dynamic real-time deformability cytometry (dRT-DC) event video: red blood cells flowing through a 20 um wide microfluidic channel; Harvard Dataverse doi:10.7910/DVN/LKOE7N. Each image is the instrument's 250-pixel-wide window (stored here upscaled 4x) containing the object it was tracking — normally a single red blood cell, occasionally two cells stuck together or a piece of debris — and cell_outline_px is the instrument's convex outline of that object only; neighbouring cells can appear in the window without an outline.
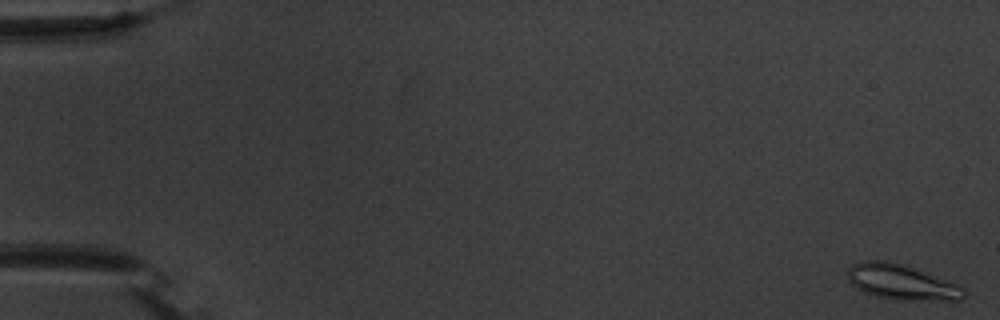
{"species": "common noctule bat (a hibernating species)", "species_latin": "Nyctalus noctula", "temperature_condition": "warm", "stored_images_in_passage": 56, "camera_frame_rate_fps": 3000, "um_per_image_px": 0.085, "animal": {"sex": "male", "body_mass_g": 20.1, "forearm_length_mm": 53.5}, "frame": {"image": 1, "passage_image": 1, "time_ms": 0.0, "image_size_px": [1000, 320], "cell_outline_px": [[964, 296], [960, 300], [892, 300], [876, 296], [864, 292], [856, 288], [848, 280], [848, 268], [852, 264], [864, 260], [884, 260], [960, 284], [964, 288]], "centroid_in_image_um": [76.6, 24.0], "position_along_channel_um": 8.4, "area_um2": 23.52}}
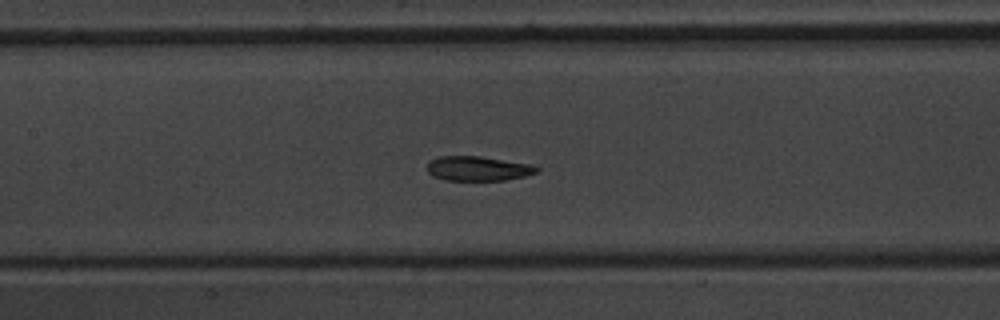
{"frame": {"image": 2, "passage_image": 27, "time_ms": 8.667, "image_size_px": [1000, 320], "cell_outline_px": [[540, 168], [536, 172], [524, 176], [504, 180], [448, 180], [432, 176], [424, 168], [428, 160], [440, 156], [480, 156], [532, 164]], "centroid_in_image_um": [40.57, 14.31], "position_along_channel_um": 166.8, "area_um2": 15.84}}
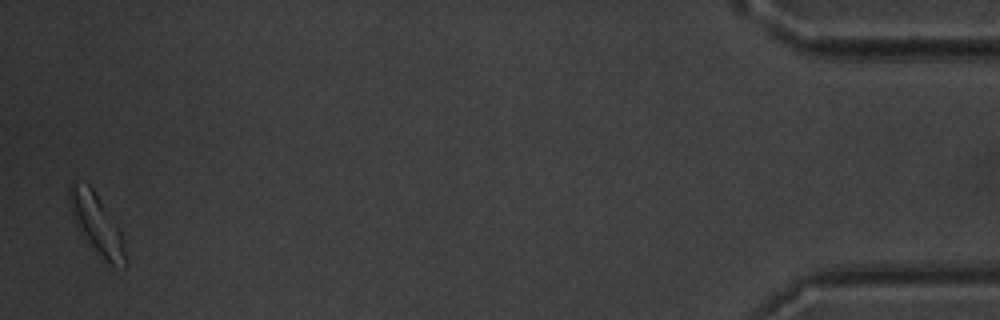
{"frame": {"image": 3, "passage_image": 55, "time_ms": 18.0, "image_size_px": [1000, 320], "cell_outline_px": [[128, 264], [124, 268], [112, 264], [88, 244], [80, 236], [72, 220], [68, 200], [68, 184], [72, 180], [76, 180], [88, 184], [92, 188], [120, 228], [124, 244]], "centroid_in_image_um": [8.16, 18.99], "position_along_channel_um": 427.0, "area_um2": 20.06}, "authors_computed_cell_mechanics": {"area_um2": 16.9643, "velocity_mm_per_s": 3.6803, "shape_relaxation_time_tau1_ms": 3.6313, "shape_relaxation_time_tau2_ms": 5.0628, "deformation_change_tau1": 0.1054, "deformation_change_tau2": 0.1112}}